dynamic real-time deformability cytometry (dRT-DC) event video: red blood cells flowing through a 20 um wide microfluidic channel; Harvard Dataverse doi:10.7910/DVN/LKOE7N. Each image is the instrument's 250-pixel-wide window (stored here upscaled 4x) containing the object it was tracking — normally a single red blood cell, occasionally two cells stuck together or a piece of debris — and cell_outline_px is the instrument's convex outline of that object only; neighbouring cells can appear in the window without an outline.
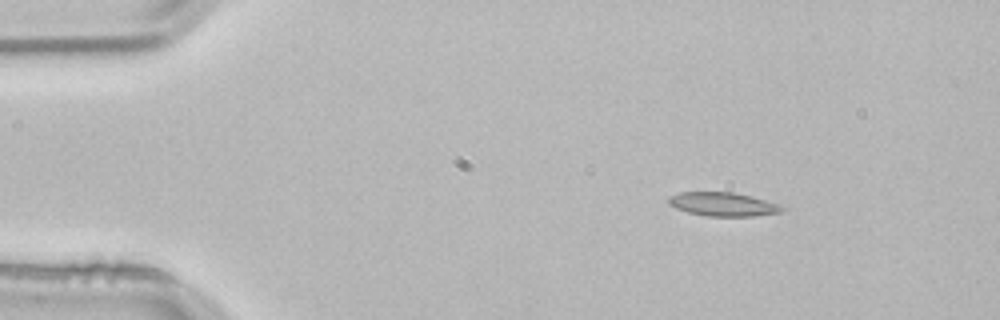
{"species": "common noctule bat (a hibernating species)", "species_latin": "Nyctalus noctula", "temperature_condition": "room temperature", "stored_images_in_passage": 2, "camera_frame_rate_fps": 3000, "um_per_image_px": 0.085, "animal": {"sex": "male", "body_mass_g": 21.5, "forearm_length_mm": 52.0}, "frame": {"image": 1, "passage_image": 1, "time_ms": 0.0, "image_size_px": [1000, 320], "cell_outline_px": [[788, 208], [784, 212], [752, 216], [708, 216], [688, 212], [676, 208], [668, 204], [668, 196], [680, 192], [732, 192], [752, 196], [780, 204]], "centroid_in_image_um": [61.5, 17.36], "position_along_channel_um": 23.5, "area_um2": 15.9}}